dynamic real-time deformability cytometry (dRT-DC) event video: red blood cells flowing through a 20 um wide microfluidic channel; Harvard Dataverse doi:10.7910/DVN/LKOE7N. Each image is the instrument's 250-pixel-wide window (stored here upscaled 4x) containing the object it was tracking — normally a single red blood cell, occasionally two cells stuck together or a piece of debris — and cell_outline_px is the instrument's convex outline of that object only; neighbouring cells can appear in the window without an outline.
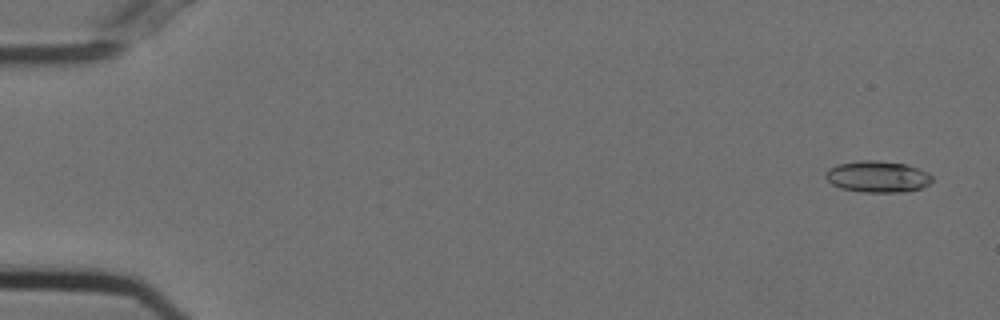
{"species": "Egyptian fruit bat (a non-hibernating species)", "species_latin": "Rousettus aegyptiacus", "temperature_condition": "cold", "stored_images_in_passage": 55, "camera_frame_rate_fps": 3000, "um_per_image_px": 0.085, "animal": {"sex": "female"}, "frame": {"image": 1, "passage_image": 3, "time_ms": 0.667, "image_size_px": [1000, 320], "cell_outline_px": [[932, 180], [928, 184], [920, 188], [900, 192], [860, 192], [840, 188], [832, 184], [824, 176], [828, 168], [836, 164], [860, 160], [876, 160], [908, 164], [928, 172], [932, 176]], "centroid_in_image_um": [74.57, 15.0], "position_along_channel_um": 10.4, "area_um2": 19.65}}
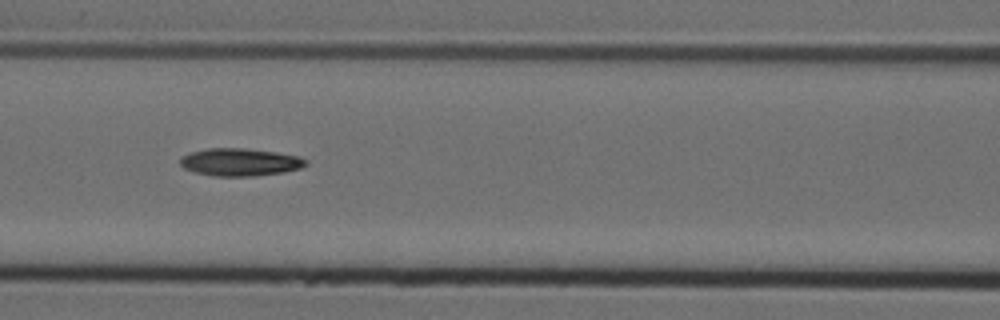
{"frame": {"image": 2, "passage_image": 25, "time_ms": 8.0, "image_size_px": [1000, 320], "cell_outline_px": [[308, 164], [300, 168], [284, 172], [256, 176], [212, 176], [196, 172], [184, 168], [180, 164], [180, 160], [184, 156], [192, 152], [208, 148], [244, 148], [276, 152], [300, 156], [308, 160]], "centroid_in_image_um": [20.45, 13.78], "position_along_channel_um": 146.1, "area_um2": 20.23}}
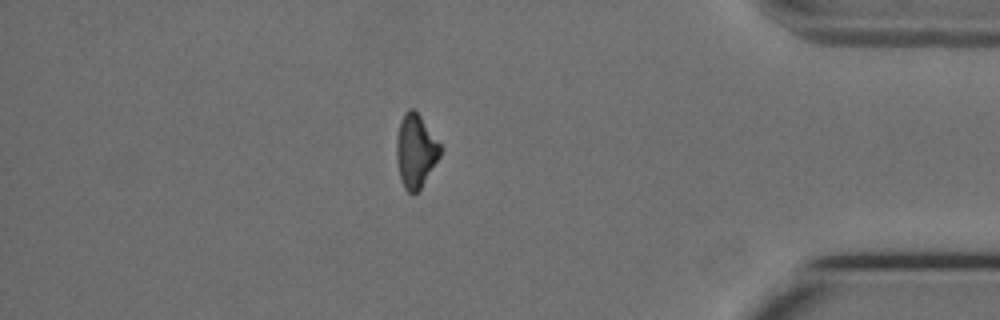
{"frame": {"image": 3, "passage_image": 48, "time_ms": 15.667, "image_size_px": [1000, 320], "cell_outline_px": [[440, 156], [420, 188], [412, 196], [404, 188], [400, 180], [396, 160], [396, 140], [400, 120], [404, 112], [408, 108], [412, 108], [420, 116], [440, 144]], "centroid_in_image_um": [35.29, 12.84], "position_along_channel_um": 399.9, "area_um2": 18.61}, "authors_computed_cell_mechanics": {"area_um2": 19.4208, "velocity_mm_per_s": 3.7435, "shape_relaxation_time_tau1_ms": 6.5969, "shape_relaxation_time_tau2_ms": null, "deformation_change_tau1": 0.1725, "deformation_change_tau2": null}}